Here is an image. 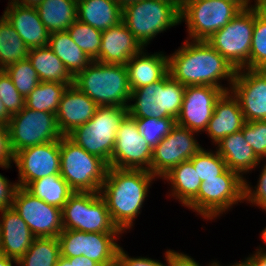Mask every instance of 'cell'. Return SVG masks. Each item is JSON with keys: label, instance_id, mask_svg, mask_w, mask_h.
Instances as JSON below:
<instances>
[{"label": "cell", "instance_id": "obj_16", "mask_svg": "<svg viewBox=\"0 0 266 266\" xmlns=\"http://www.w3.org/2000/svg\"><path fill=\"white\" fill-rule=\"evenodd\" d=\"M12 208L35 237H58L63 231L62 209L47 204L23 187L16 190Z\"/></svg>", "mask_w": 266, "mask_h": 266}, {"label": "cell", "instance_id": "obj_45", "mask_svg": "<svg viewBox=\"0 0 266 266\" xmlns=\"http://www.w3.org/2000/svg\"><path fill=\"white\" fill-rule=\"evenodd\" d=\"M115 266H166L161 261L147 257H130L121 246L116 253Z\"/></svg>", "mask_w": 266, "mask_h": 266}, {"label": "cell", "instance_id": "obj_55", "mask_svg": "<svg viewBox=\"0 0 266 266\" xmlns=\"http://www.w3.org/2000/svg\"><path fill=\"white\" fill-rule=\"evenodd\" d=\"M260 236H261L262 240L264 241L263 243L266 244V227L262 230ZM256 251H258L260 253H266V249L264 250V248H262L260 246H259V248H257Z\"/></svg>", "mask_w": 266, "mask_h": 266}, {"label": "cell", "instance_id": "obj_19", "mask_svg": "<svg viewBox=\"0 0 266 266\" xmlns=\"http://www.w3.org/2000/svg\"><path fill=\"white\" fill-rule=\"evenodd\" d=\"M224 91L209 85L185 86L176 124L194 132H205L212 118L216 101Z\"/></svg>", "mask_w": 266, "mask_h": 266}, {"label": "cell", "instance_id": "obj_39", "mask_svg": "<svg viewBox=\"0 0 266 266\" xmlns=\"http://www.w3.org/2000/svg\"><path fill=\"white\" fill-rule=\"evenodd\" d=\"M250 69L266 70V15L255 9V21L250 50Z\"/></svg>", "mask_w": 266, "mask_h": 266}, {"label": "cell", "instance_id": "obj_10", "mask_svg": "<svg viewBox=\"0 0 266 266\" xmlns=\"http://www.w3.org/2000/svg\"><path fill=\"white\" fill-rule=\"evenodd\" d=\"M63 229L122 233L113 223L100 192H74L62 208Z\"/></svg>", "mask_w": 266, "mask_h": 266}, {"label": "cell", "instance_id": "obj_59", "mask_svg": "<svg viewBox=\"0 0 266 266\" xmlns=\"http://www.w3.org/2000/svg\"><path fill=\"white\" fill-rule=\"evenodd\" d=\"M5 19V13H3L2 17H0V24Z\"/></svg>", "mask_w": 266, "mask_h": 266}, {"label": "cell", "instance_id": "obj_2", "mask_svg": "<svg viewBox=\"0 0 266 266\" xmlns=\"http://www.w3.org/2000/svg\"><path fill=\"white\" fill-rule=\"evenodd\" d=\"M154 177L143 169L108 168L100 194L107 204L113 223L122 233L132 229Z\"/></svg>", "mask_w": 266, "mask_h": 266}, {"label": "cell", "instance_id": "obj_4", "mask_svg": "<svg viewBox=\"0 0 266 266\" xmlns=\"http://www.w3.org/2000/svg\"><path fill=\"white\" fill-rule=\"evenodd\" d=\"M122 21L144 47L157 34L181 24L180 7L168 0H138L122 8Z\"/></svg>", "mask_w": 266, "mask_h": 266}, {"label": "cell", "instance_id": "obj_9", "mask_svg": "<svg viewBox=\"0 0 266 266\" xmlns=\"http://www.w3.org/2000/svg\"><path fill=\"white\" fill-rule=\"evenodd\" d=\"M254 21L255 8L249 2L228 24L206 40L235 70L250 69Z\"/></svg>", "mask_w": 266, "mask_h": 266}, {"label": "cell", "instance_id": "obj_29", "mask_svg": "<svg viewBox=\"0 0 266 266\" xmlns=\"http://www.w3.org/2000/svg\"><path fill=\"white\" fill-rule=\"evenodd\" d=\"M162 179L171 183V194L182 206H187L197 195L202 184L190 160L183 161L172 168Z\"/></svg>", "mask_w": 266, "mask_h": 266}, {"label": "cell", "instance_id": "obj_26", "mask_svg": "<svg viewBox=\"0 0 266 266\" xmlns=\"http://www.w3.org/2000/svg\"><path fill=\"white\" fill-rule=\"evenodd\" d=\"M216 145V151L226 162L227 168L237 172L244 179V173L254 170L261 163L241 130L227 135Z\"/></svg>", "mask_w": 266, "mask_h": 266}, {"label": "cell", "instance_id": "obj_50", "mask_svg": "<svg viewBox=\"0 0 266 266\" xmlns=\"http://www.w3.org/2000/svg\"><path fill=\"white\" fill-rule=\"evenodd\" d=\"M12 115L7 111L0 99V124L9 125Z\"/></svg>", "mask_w": 266, "mask_h": 266}, {"label": "cell", "instance_id": "obj_3", "mask_svg": "<svg viewBox=\"0 0 266 266\" xmlns=\"http://www.w3.org/2000/svg\"><path fill=\"white\" fill-rule=\"evenodd\" d=\"M73 85L98 106L127 108L131 96L126 65L93 60L73 78Z\"/></svg>", "mask_w": 266, "mask_h": 266}, {"label": "cell", "instance_id": "obj_53", "mask_svg": "<svg viewBox=\"0 0 266 266\" xmlns=\"http://www.w3.org/2000/svg\"><path fill=\"white\" fill-rule=\"evenodd\" d=\"M55 266H74V257L60 256Z\"/></svg>", "mask_w": 266, "mask_h": 266}, {"label": "cell", "instance_id": "obj_52", "mask_svg": "<svg viewBox=\"0 0 266 266\" xmlns=\"http://www.w3.org/2000/svg\"><path fill=\"white\" fill-rule=\"evenodd\" d=\"M255 1V5H251L252 7H254L259 13L266 15V0H254ZM249 2H251L249 0Z\"/></svg>", "mask_w": 266, "mask_h": 266}, {"label": "cell", "instance_id": "obj_34", "mask_svg": "<svg viewBox=\"0 0 266 266\" xmlns=\"http://www.w3.org/2000/svg\"><path fill=\"white\" fill-rule=\"evenodd\" d=\"M29 49L5 18L0 24V70L28 59Z\"/></svg>", "mask_w": 266, "mask_h": 266}, {"label": "cell", "instance_id": "obj_54", "mask_svg": "<svg viewBox=\"0 0 266 266\" xmlns=\"http://www.w3.org/2000/svg\"><path fill=\"white\" fill-rule=\"evenodd\" d=\"M12 263L18 264V261L14 258L0 254V266H13Z\"/></svg>", "mask_w": 266, "mask_h": 266}, {"label": "cell", "instance_id": "obj_6", "mask_svg": "<svg viewBox=\"0 0 266 266\" xmlns=\"http://www.w3.org/2000/svg\"><path fill=\"white\" fill-rule=\"evenodd\" d=\"M249 0H184L180 8L191 41H206L228 24Z\"/></svg>", "mask_w": 266, "mask_h": 266}, {"label": "cell", "instance_id": "obj_57", "mask_svg": "<svg viewBox=\"0 0 266 266\" xmlns=\"http://www.w3.org/2000/svg\"><path fill=\"white\" fill-rule=\"evenodd\" d=\"M220 266H222L221 264H220ZM227 266H229V265H227ZM230 266H252L246 259L242 262H236V263H234L233 265H230Z\"/></svg>", "mask_w": 266, "mask_h": 266}, {"label": "cell", "instance_id": "obj_20", "mask_svg": "<svg viewBox=\"0 0 266 266\" xmlns=\"http://www.w3.org/2000/svg\"><path fill=\"white\" fill-rule=\"evenodd\" d=\"M98 105L75 85L68 86L56 113L57 123L63 136L87 123L95 114Z\"/></svg>", "mask_w": 266, "mask_h": 266}, {"label": "cell", "instance_id": "obj_48", "mask_svg": "<svg viewBox=\"0 0 266 266\" xmlns=\"http://www.w3.org/2000/svg\"><path fill=\"white\" fill-rule=\"evenodd\" d=\"M246 260L252 266H266V253H260L256 251L255 254L250 255L246 258Z\"/></svg>", "mask_w": 266, "mask_h": 266}, {"label": "cell", "instance_id": "obj_24", "mask_svg": "<svg viewBox=\"0 0 266 266\" xmlns=\"http://www.w3.org/2000/svg\"><path fill=\"white\" fill-rule=\"evenodd\" d=\"M245 119L238 99L231 91L224 92L216 101L206 132L216 145L227 135L242 130Z\"/></svg>", "mask_w": 266, "mask_h": 266}, {"label": "cell", "instance_id": "obj_51", "mask_svg": "<svg viewBox=\"0 0 266 266\" xmlns=\"http://www.w3.org/2000/svg\"><path fill=\"white\" fill-rule=\"evenodd\" d=\"M41 1L43 0H9V2L12 4H17L25 7H37Z\"/></svg>", "mask_w": 266, "mask_h": 266}, {"label": "cell", "instance_id": "obj_47", "mask_svg": "<svg viewBox=\"0 0 266 266\" xmlns=\"http://www.w3.org/2000/svg\"><path fill=\"white\" fill-rule=\"evenodd\" d=\"M165 254L166 266H201L191 256L174 250H167ZM208 266H220V263L212 261Z\"/></svg>", "mask_w": 266, "mask_h": 266}, {"label": "cell", "instance_id": "obj_31", "mask_svg": "<svg viewBox=\"0 0 266 266\" xmlns=\"http://www.w3.org/2000/svg\"><path fill=\"white\" fill-rule=\"evenodd\" d=\"M48 46L73 78L93 61L74 43L67 31L50 33Z\"/></svg>", "mask_w": 266, "mask_h": 266}, {"label": "cell", "instance_id": "obj_46", "mask_svg": "<svg viewBox=\"0 0 266 266\" xmlns=\"http://www.w3.org/2000/svg\"><path fill=\"white\" fill-rule=\"evenodd\" d=\"M5 176L0 173V210L13 207L14 196L18 189V183H9Z\"/></svg>", "mask_w": 266, "mask_h": 266}, {"label": "cell", "instance_id": "obj_42", "mask_svg": "<svg viewBox=\"0 0 266 266\" xmlns=\"http://www.w3.org/2000/svg\"><path fill=\"white\" fill-rule=\"evenodd\" d=\"M0 99L11 115L25 107V98L18 92L4 70H0Z\"/></svg>", "mask_w": 266, "mask_h": 266}, {"label": "cell", "instance_id": "obj_38", "mask_svg": "<svg viewBox=\"0 0 266 266\" xmlns=\"http://www.w3.org/2000/svg\"><path fill=\"white\" fill-rule=\"evenodd\" d=\"M190 161L193 163L194 169L197 170L201 182L217 178L227 169L226 162L217 151H208L204 148L196 153Z\"/></svg>", "mask_w": 266, "mask_h": 266}, {"label": "cell", "instance_id": "obj_1", "mask_svg": "<svg viewBox=\"0 0 266 266\" xmlns=\"http://www.w3.org/2000/svg\"><path fill=\"white\" fill-rule=\"evenodd\" d=\"M170 75L184 86L209 85L224 92L231 89L236 70L206 41L185 40L183 45L168 56ZM228 79L229 87L220 84Z\"/></svg>", "mask_w": 266, "mask_h": 266}, {"label": "cell", "instance_id": "obj_18", "mask_svg": "<svg viewBox=\"0 0 266 266\" xmlns=\"http://www.w3.org/2000/svg\"><path fill=\"white\" fill-rule=\"evenodd\" d=\"M230 91L239 101L245 122L266 120V70H236Z\"/></svg>", "mask_w": 266, "mask_h": 266}, {"label": "cell", "instance_id": "obj_27", "mask_svg": "<svg viewBox=\"0 0 266 266\" xmlns=\"http://www.w3.org/2000/svg\"><path fill=\"white\" fill-rule=\"evenodd\" d=\"M122 7L115 0H77V20L105 31L122 22Z\"/></svg>", "mask_w": 266, "mask_h": 266}, {"label": "cell", "instance_id": "obj_17", "mask_svg": "<svg viewBox=\"0 0 266 266\" xmlns=\"http://www.w3.org/2000/svg\"><path fill=\"white\" fill-rule=\"evenodd\" d=\"M14 164L18 168V186L23 188L32 181L60 174V140L16 152Z\"/></svg>", "mask_w": 266, "mask_h": 266}, {"label": "cell", "instance_id": "obj_35", "mask_svg": "<svg viewBox=\"0 0 266 266\" xmlns=\"http://www.w3.org/2000/svg\"><path fill=\"white\" fill-rule=\"evenodd\" d=\"M68 86L58 82H40L25 98V107L56 114Z\"/></svg>", "mask_w": 266, "mask_h": 266}, {"label": "cell", "instance_id": "obj_14", "mask_svg": "<svg viewBox=\"0 0 266 266\" xmlns=\"http://www.w3.org/2000/svg\"><path fill=\"white\" fill-rule=\"evenodd\" d=\"M153 148L143 139L135 119L127 115L117 130L109 167L150 172Z\"/></svg>", "mask_w": 266, "mask_h": 266}, {"label": "cell", "instance_id": "obj_43", "mask_svg": "<svg viewBox=\"0 0 266 266\" xmlns=\"http://www.w3.org/2000/svg\"><path fill=\"white\" fill-rule=\"evenodd\" d=\"M263 166L255 189L244 179V200L266 211V164Z\"/></svg>", "mask_w": 266, "mask_h": 266}, {"label": "cell", "instance_id": "obj_36", "mask_svg": "<svg viewBox=\"0 0 266 266\" xmlns=\"http://www.w3.org/2000/svg\"><path fill=\"white\" fill-rule=\"evenodd\" d=\"M74 43L92 60L99 56L102 32L96 28L76 20L67 30Z\"/></svg>", "mask_w": 266, "mask_h": 266}, {"label": "cell", "instance_id": "obj_15", "mask_svg": "<svg viewBox=\"0 0 266 266\" xmlns=\"http://www.w3.org/2000/svg\"><path fill=\"white\" fill-rule=\"evenodd\" d=\"M197 132L175 125L154 148L150 173L160 179L183 161L190 160L203 147L196 138Z\"/></svg>", "mask_w": 266, "mask_h": 266}, {"label": "cell", "instance_id": "obj_28", "mask_svg": "<svg viewBox=\"0 0 266 266\" xmlns=\"http://www.w3.org/2000/svg\"><path fill=\"white\" fill-rule=\"evenodd\" d=\"M28 59L41 82L73 85V77L48 45L29 49Z\"/></svg>", "mask_w": 266, "mask_h": 266}, {"label": "cell", "instance_id": "obj_58", "mask_svg": "<svg viewBox=\"0 0 266 266\" xmlns=\"http://www.w3.org/2000/svg\"><path fill=\"white\" fill-rule=\"evenodd\" d=\"M171 1L173 3H175L176 5H178L180 8L183 6L184 4V0H168Z\"/></svg>", "mask_w": 266, "mask_h": 266}, {"label": "cell", "instance_id": "obj_41", "mask_svg": "<svg viewBox=\"0 0 266 266\" xmlns=\"http://www.w3.org/2000/svg\"><path fill=\"white\" fill-rule=\"evenodd\" d=\"M241 131L256 156L263 161L266 158V121L245 122Z\"/></svg>", "mask_w": 266, "mask_h": 266}, {"label": "cell", "instance_id": "obj_44", "mask_svg": "<svg viewBox=\"0 0 266 266\" xmlns=\"http://www.w3.org/2000/svg\"><path fill=\"white\" fill-rule=\"evenodd\" d=\"M14 153L10 144V131L8 125L0 124V167L11 168L14 163Z\"/></svg>", "mask_w": 266, "mask_h": 266}, {"label": "cell", "instance_id": "obj_40", "mask_svg": "<svg viewBox=\"0 0 266 266\" xmlns=\"http://www.w3.org/2000/svg\"><path fill=\"white\" fill-rule=\"evenodd\" d=\"M143 139L154 148L176 125L174 118H134Z\"/></svg>", "mask_w": 266, "mask_h": 266}, {"label": "cell", "instance_id": "obj_33", "mask_svg": "<svg viewBox=\"0 0 266 266\" xmlns=\"http://www.w3.org/2000/svg\"><path fill=\"white\" fill-rule=\"evenodd\" d=\"M61 256L57 237H35L18 266H55Z\"/></svg>", "mask_w": 266, "mask_h": 266}, {"label": "cell", "instance_id": "obj_8", "mask_svg": "<svg viewBox=\"0 0 266 266\" xmlns=\"http://www.w3.org/2000/svg\"><path fill=\"white\" fill-rule=\"evenodd\" d=\"M60 175L74 192H100L108 164L67 136L60 139Z\"/></svg>", "mask_w": 266, "mask_h": 266}, {"label": "cell", "instance_id": "obj_5", "mask_svg": "<svg viewBox=\"0 0 266 266\" xmlns=\"http://www.w3.org/2000/svg\"><path fill=\"white\" fill-rule=\"evenodd\" d=\"M185 86L175 80L168 72L158 82L131 91L127 107L128 115L133 118H176L178 117Z\"/></svg>", "mask_w": 266, "mask_h": 266}, {"label": "cell", "instance_id": "obj_37", "mask_svg": "<svg viewBox=\"0 0 266 266\" xmlns=\"http://www.w3.org/2000/svg\"><path fill=\"white\" fill-rule=\"evenodd\" d=\"M4 71L24 98L41 82L29 59L9 65Z\"/></svg>", "mask_w": 266, "mask_h": 266}, {"label": "cell", "instance_id": "obj_23", "mask_svg": "<svg viewBox=\"0 0 266 266\" xmlns=\"http://www.w3.org/2000/svg\"><path fill=\"white\" fill-rule=\"evenodd\" d=\"M5 18L14 27L28 49L48 45L50 32L42 23L36 7H25L8 2Z\"/></svg>", "mask_w": 266, "mask_h": 266}, {"label": "cell", "instance_id": "obj_21", "mask_svg": "<svg viewBox=\"0 0 266 266\" xmlns=\"http://www.w3.org/2000/svg\"><path fill=\"white\" fill-rule=\"evenodd\" d=\"M143 48L122 21L102 31L100 52L95 61L104 64L125 65L133 55H136Z\"/></svg>", "mask_w": 266, "mask_h": 266}, {"label": "cell", "instance_id": "obj_7", "mask_svg": "<svg viewBox=\"0 0 266 266\" xmlns=\"http://www.w3.org/2000/svg\"><path fill=\"white\" fill-rule=\"evenodd\" d=\"M127 115V108L98 106L93 117L67 137L89 154L103 159L109 166L117 130Z\"/></svg>", "mask_w": 266, "mask_h": 266}, {"label": "cell", "instance_id": "obj_49", "mask_svg": "<svg viewBox=\"0 0 266 266\" xmlns=\"http://www.w3.org/2000/svg\"><path fill=\"white\" fill-rule=\"evenodd\" d=\"M74 266H101V265L96 261L91 260L84 255H81L74 257Z\"/></svg>", "mask_w": 266, "mask_h": 266}, {"label": "cell", "instance_id": "obj_13", "mask_svg": "<svg viewBox=\"0 0 266 266\" xmlns=\"http://www.w3.org/2000/svg\"><path fill=\"white\" fill-rule=\"evenodd\" d=\"M123 233H86L63 229L57 237L63 257L84 255L100 265H115L119 246L116 242Z\"/></svg>", "mask_w": 266, "mask_h": 266}, {"label": "cell", "instance_id": "obj_30", "mask_svg": "<svg viewBox=\"0 0 266 266\" xmlns=\"http://www.w3.org/2000/svg\"><path fill=\"white\" fill-rule=\"evenodd\" d=\"M36 10L50 33L66 31L77 20V0H43Z\"/></svg>", "mask_w": 266, "mask_h": 266}, {"label": "cell", "instance_id": "obj_56", "mask_svg": "<svg viewBox=\"0 0 266 266\" xmlns=\"http://www.w3.org/2000/svg\"><path fill=\"white\" fill-rule=\"evenodd\" d=\"M122 8L130 3L137 2L138 0H115Z\"/></svg>", "mask_w": 266, "mask_h": 266}, {"label": "cell", "instance_id": "obj_22", "mask_svg": "<svg viewBox=\"0 0 266 266\" xmlns=\"http://www.w3.org/2000/svg\"><path fill=\"white\" fill-rule=\"evenodd\" d=\"M0 212V254L19 260L31 246L35 236L13 208Z\"/></svg>", "mask_w": 266, "mask_h": 266}, {"label": "cell", "instance_id": "obj_11", "mask_svg": "<svg viewBox=\"0 0 266 266\" xmlns=\"http://www.w3.org/2000/svg\"><path fill=\"white\" fill-rule=\"evenodd\" d=\"M243 201L244 178L227 168L217 178L203 181L198 195L186 207L212 220Z\"/></svg>", "mask_w": 266, "mask_h": 266}, {"label": "cell", "instance_id": "obj_25", "mask_svg": "<svg viewBox=\"0 0 266 266\" xmlns=\"http://www.w3.org/2000/svg\"><path fill=\"white\" fill-rule=\"evenodd\" d=\"M143 48L125 64L131 91L161 80L168 72V55L145 53Z\"/></svg>", "mask_w": 266, "mask_h": 266}, {"label": "cell", "instance_id": "obj_32", "mask_svg": "<svg viewBox=\"0 0 266 266\" xmlns=\"http://www.w3.org/2000/svg\"><path fill=\"white\" fill-rule=\"evenodd\" d=\"M25 189L33 196L60 209L63 208L69 197L74 193L60 174L32 181Z\"/></svg>", "mask_w": 266, "mask_h": 266}, {"label": "cell", "instance_id": "obj_12", "mask_svg": "<svg viewBox=\"0 0 266 266\" xmlns=\"http://www.w3.org/2000/svg\"><path fill=\"white\" fill-rule=\"evenodd\" d=\"M8 127L14 154L35 145L60 140L63 137L56 114L27 107L12 115Z\"/></svg>", "mask_w": 266, "mask_h": 266}]
</instances>
